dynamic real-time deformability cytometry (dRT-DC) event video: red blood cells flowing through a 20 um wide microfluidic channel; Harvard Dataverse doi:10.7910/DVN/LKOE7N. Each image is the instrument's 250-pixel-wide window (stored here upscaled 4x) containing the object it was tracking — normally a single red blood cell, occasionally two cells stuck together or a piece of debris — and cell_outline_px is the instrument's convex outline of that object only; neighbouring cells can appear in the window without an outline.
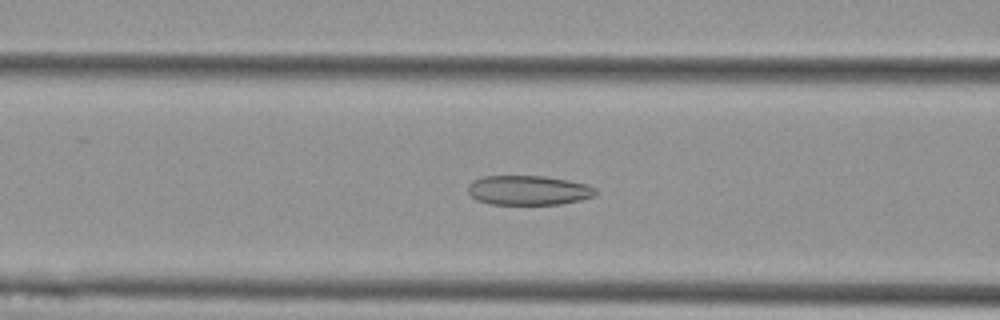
{"species": "Egyptian fruit bat (a non-hibernating species)", "species_latin": "Rousettus aegyptiacus", "temperature_condition": "cold", "stored_images_in_passage": 53, "camera_frame_rate_fps": 3000, "um_per_image_px": 0.085, "animal": {"sex": "female"}, "frame": {"image": 1, "passage_image": 21, "time_ms": 6.667, "image_size_px": [1000, 320], "cell_outline_px": [[596, 196], [580, 200], [560, 204], [488, 204], [476, 200], [468, 192], [468, 184], [472, 180], [484, 176], [544, 176], [568, 180], [584, 184], [596, 188]], "centroid_in_image_um": [44.89, 16.17], "position_along_channel_um": 121.7, "area_um2": 22.02}}
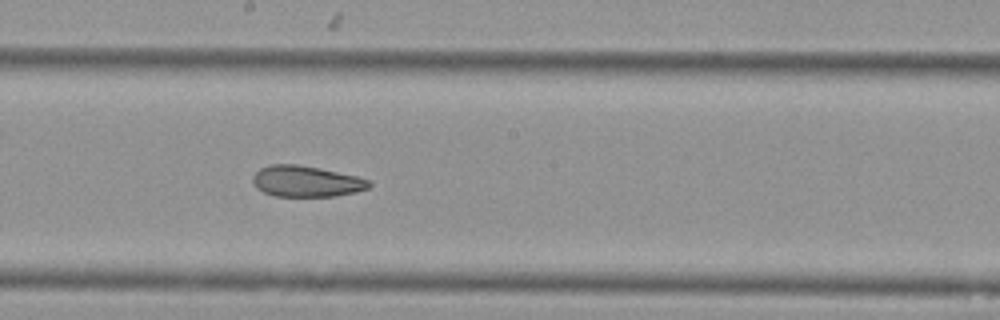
{"frame": {"image": 2, "passage_image": 29, "time_ms": 9.333, "image_size_px": [1000, 320], "cell_outline_px": [[372, 184], [368, 188], [356, 192], [336, 196], [276, 196], [264, 192], [256, 188], [252, 180], [252, 176], [260, 168], [268, 164], [296, 164], [320, 168], [356, 176], [368, 180]], "centroid_in_image_um": [26.0, 15.41], "position_along_channel_um": 222.2, "area_um2": 21.04}}
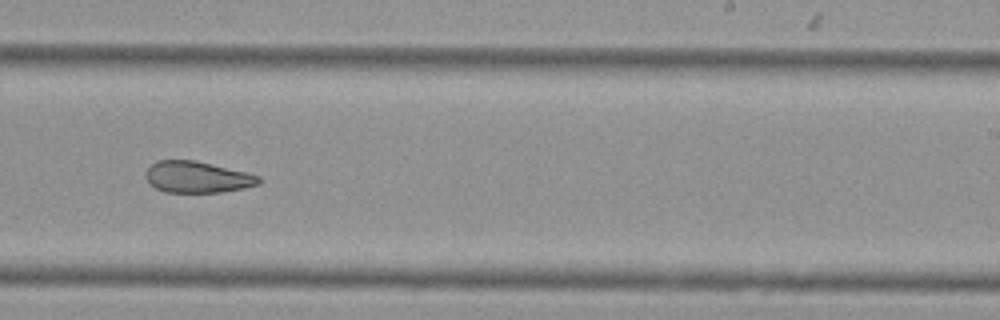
{"frame": {"image": 3, "passage_image": 33, "time_ms": 10.667, "image_size_px": [1000, 320], "cell_outline_px": [[260, 184], [244, 188], [220, 192], [164, 192], [156, 188], [144, 176], [144, 172], [156, 160], [196, 160], [248, 172], [260, 176]], "centroid_in_image_um": [16.78, 15.04], "position_along_channel_um": 272.2, "area_um2": 20.81}, "authors_computed_cell_mechanics": {"area_um2": 25.721, "velocity_mm_per_s": 3.7807, "shape_relaxation_time_tau1_ms": 9.3029, "shape_relaxation_time_tau2_ms": 3.5682, "deformation_change_tau1": 0.1688, "deformation_change_tau2": 0.109}}